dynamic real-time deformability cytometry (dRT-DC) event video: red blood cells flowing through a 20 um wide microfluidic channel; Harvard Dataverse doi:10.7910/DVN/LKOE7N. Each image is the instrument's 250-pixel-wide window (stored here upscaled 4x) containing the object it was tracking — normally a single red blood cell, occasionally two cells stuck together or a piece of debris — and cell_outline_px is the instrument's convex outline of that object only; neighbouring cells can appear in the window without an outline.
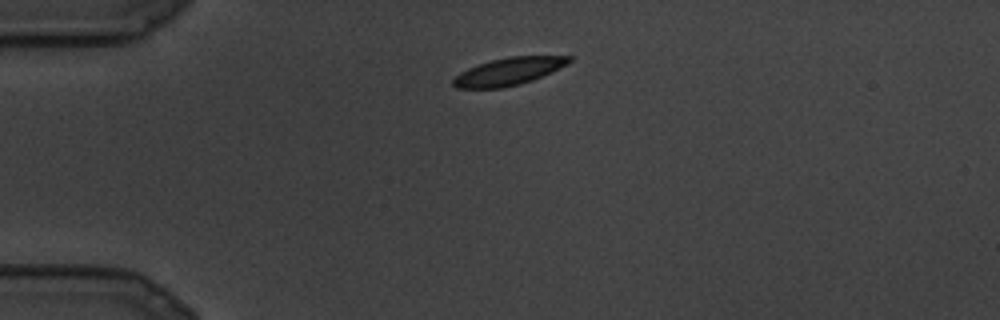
{"species": "common noctule bat (a hibernating species)", "species_latin": "Nyctalus noctula", "temperature_condition": "cold", "stored_images_in_passage": 10, "camera_frame_rate_fps": 3000, "um_per_image_px": 0.085, "animal": {"sex": "male", "body_mass_g": 19.5, "forearm_length_mm": 54.6}, "frame": {"image": 1, "passage_image": 1, "time_ms": 0.0, "image_size_px": [1000, 320], "cell_outline_px": [[572, 60], [568, 64], [552, 72], [532, 80], [520, 84], [500, 88], [456, 88], [452, 84], [452, 80], [460, 72], [468, 68], [492, 60], [508, 56], [572, 56]], "centroid_in_image_um": [43.25, 6.07], "position_along_channel_um": 41.8, "area_um2": 18.5}}
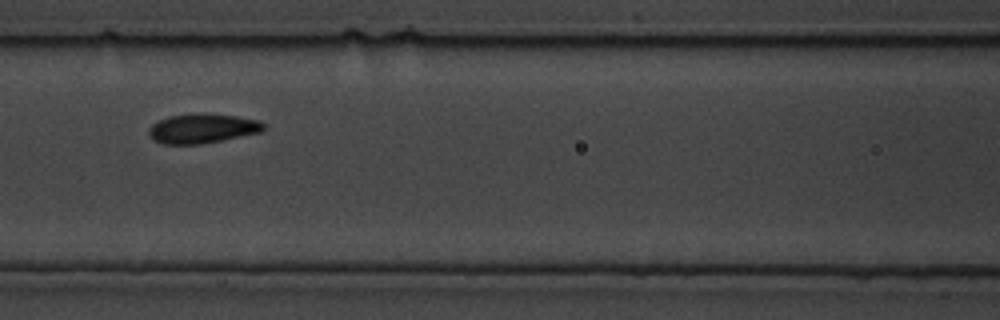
{"frame": {"image": 2, "passage_image": 7, "time_ms": 2.0, "image_size_px": [1000, 320], "cell_outline_px": [[264, 128], [260, 132], [224, 140], [200, 144], [164, 144], [156, 140], [148, 132], [148, 128], [152, 124], [168, 116], [236, 116], [256, 120], [264, 124]], "centroid_in_image_um": [17.19, 10.97], "position_along_channel_um": 149.4, "area_um2": 18.67}}
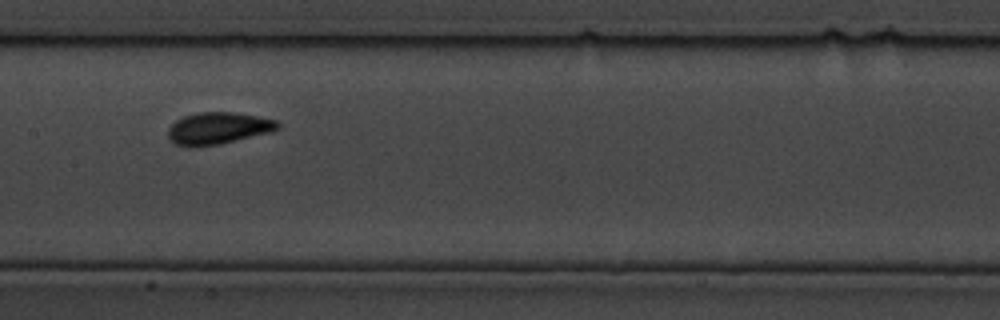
{"frame": {"image": 3, "passage_image": 9, "time_ms": 2.667, "image_size_px": [1000, 320], "cell_outline_px": [[280, 128], [272, 132], [216, 144], [176, 144], [168, 136], [168, 128], [176, 120], [184, 116], [196, 112], [232, 112], [256, 116], [276, 120], [280, 124]], "centroid_in_image_um": [18.59, 10.85], "position_along_channel_um": 188.8, "area_um2": 19.71}}